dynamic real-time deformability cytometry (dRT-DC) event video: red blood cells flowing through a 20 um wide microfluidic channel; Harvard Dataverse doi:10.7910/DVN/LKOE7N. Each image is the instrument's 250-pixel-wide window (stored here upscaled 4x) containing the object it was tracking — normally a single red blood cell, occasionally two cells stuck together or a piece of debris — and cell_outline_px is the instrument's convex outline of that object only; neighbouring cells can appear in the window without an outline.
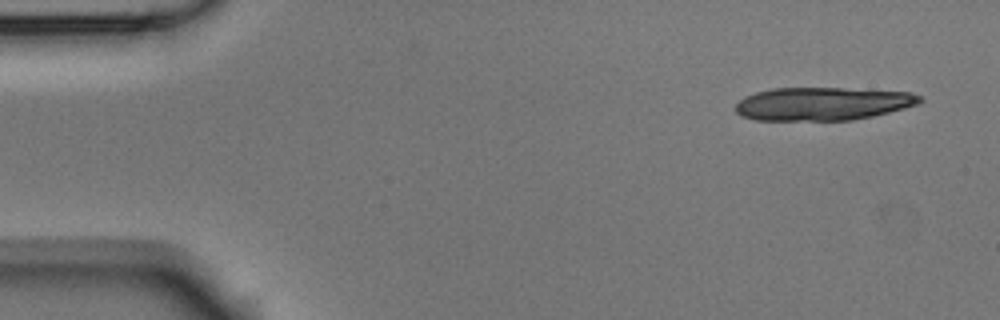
{"species": "Egyptian fruit bat (a non-hibernating species)", "species_latin": "Rousettus aegyptiacus", "temperature_condition": "room temperature", "stored_images_in_passage": 6, "camera_frame_rate_fps": 3000, "um_per_image_px": 0.085, "animal": {"sex": "male"}, "frame": {"image": 1, "passage_image": 1, "time_ms": 0.0, "image_size_px": [1000, 320], "cell_outline_px": [[924, 100], [920, 104], [872, 116], [852, 120], [756, 120], [740, 116], [736, 112], [736, 104], [744, 96], [756, 92], [772, 88], [840, 88], [912, 92], [924, 96]], "centroid_in_image_um": [69.95, 8.81], "position_along_channel_um": 15.1, "area_um2": 35.78}}
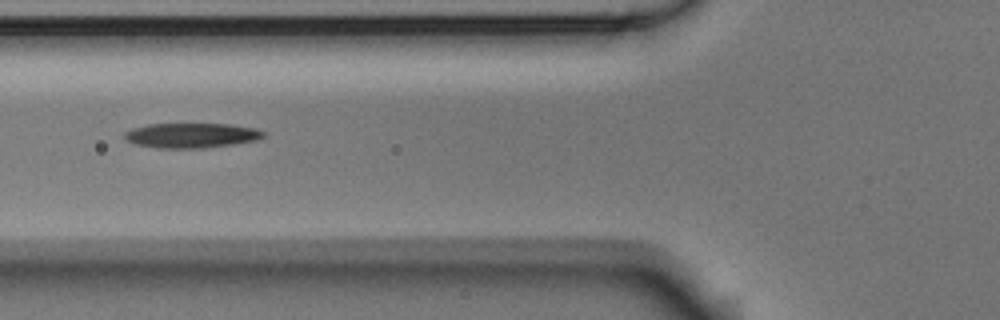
{"frame": {"image": 2, "passage_image": 6, "time_ms": 1.667, "image_size_px": [1000, 320], "cell_outline_px": [[268, 132], [264, 136], [256, 140], [232, 144], [204, 148], [160, 148], [136, 144], [124, 140], [124, 132], [132, 128], [148, 124], [232, 124], [256, 128]], "centroid_in_image_um": [16.28, 11.5], "position_along_channel_um": 109.5, "area_um2": 20.23}}